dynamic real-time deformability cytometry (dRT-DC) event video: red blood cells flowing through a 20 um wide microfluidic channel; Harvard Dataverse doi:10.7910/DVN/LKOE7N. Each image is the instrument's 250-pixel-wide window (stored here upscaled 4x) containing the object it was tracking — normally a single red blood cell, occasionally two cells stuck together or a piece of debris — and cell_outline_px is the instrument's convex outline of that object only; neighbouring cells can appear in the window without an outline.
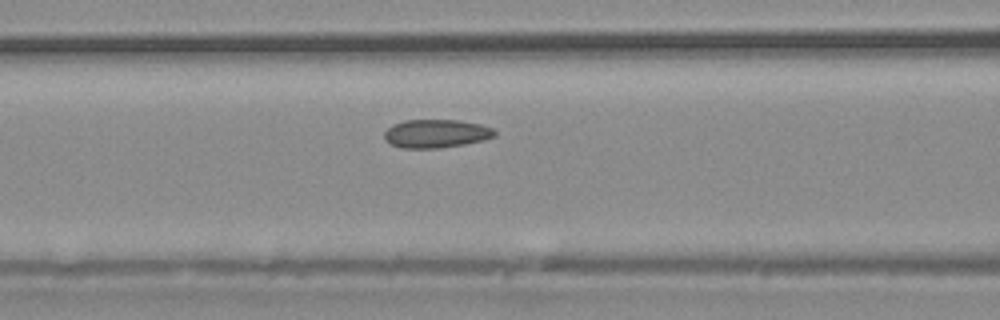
{"species": "common noctule bat (a hibernating species)", "species_latin": "Nyctalus noctula", "temperature_condition": "warm", "stored_images_in_passage": 30, "camera_frame_rate_fps": 3000, "um_per_image_px": 0.085, "animal": {"sex": "male", "body_mass_g": 20.4}, "frame": {"image": 1, "passage_image": 9, "time_ms": 2.667, "image_size_px": [1000, 320], "cell_outline_px": [[496, 136], [484, 140], [464, 144], [440, 148], [404, 148], [392, 144], [384, 140], [384, 132], [392, 124], [404, 120], [460, 120], [480, 124], [492, 128], [496, 132]], "centroid_in_image_um": [37.07, 11.35], "position_along_channel_um": 129.5, "area_um2": 18.32}}
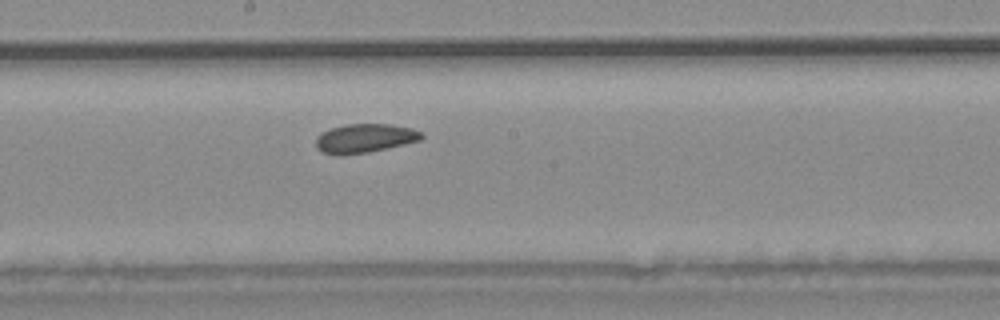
{"frame": {"image": 2, "passage_image": 14, "time_ms": 4.333, "image_size_px": [1000, 320], "cell_outline_px": [[424, 136], [420, 140], [404, 144], [368, 152], [340, 156], [320, 152], [316, 148], [316, 136], [332, 128], [344, 124], [388, 124], [412, 128], [420, 132]], "centroid_in_image_um": [30.96, 11.76], "position_along_channel_um": 217.2, "area_um2": 17.8}}
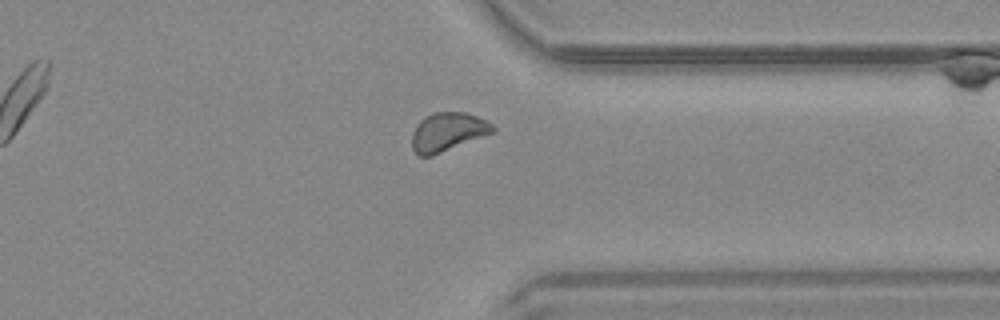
{"frame": {"image": 3, "passage_image": 23, "time_ms": 7.333, "image_size_px": [1000, 320], "cell_outline_px": [[496, 132], [432, 156], [416, 156], [412, 148], [412, 132], [416, 124], [424, 116], [432, 112], [464, 112], [488, 120], [496, 128]], "centroid_in_image_um": [38.06, 11.21], "position_along_channel_um": 373.3, "area_um2": 18.61}}